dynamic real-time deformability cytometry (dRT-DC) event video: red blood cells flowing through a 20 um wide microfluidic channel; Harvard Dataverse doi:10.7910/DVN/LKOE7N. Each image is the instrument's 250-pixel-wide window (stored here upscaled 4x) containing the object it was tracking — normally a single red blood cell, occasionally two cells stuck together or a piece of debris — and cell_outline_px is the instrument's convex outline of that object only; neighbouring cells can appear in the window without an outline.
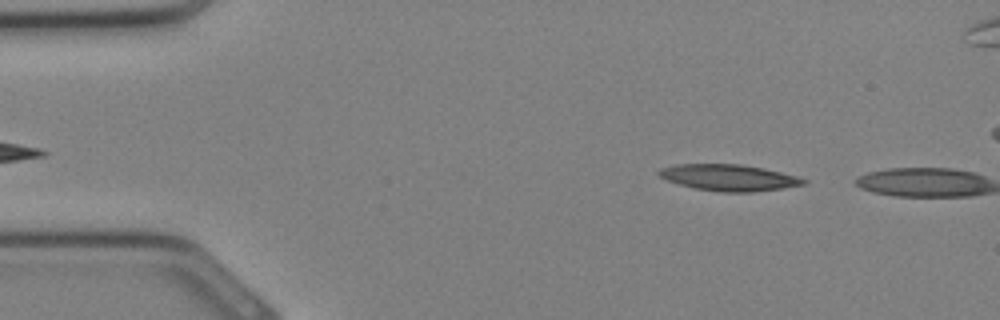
{"species": "Egyptian fruit bat (a non-hibernating species)", "species_latin": "Rousettus aegyptiacus", "temperature_condition": "cold", "stored_images_in_passage": 4, "camera_frame_rate_fps": 3000, "um_per_image_px": 0.085, "animal": {"sex": "female"}, "frame": {"image": 1, "passage_image": 3, "time_ms": 0.667, "image_size_px": [1000, 320], "cell_outline_px": [[808, 180], [804, 184], [784, 188], [752, 192], [720, 192], [696, 188], [680, 184], [668, 180], [660, 176], [656, 172], [660, 168], [672, 164], [744, 164], [764, 168], [796, 176]], "centroid_in_image_um": [61.95, 15.09], "position_along_channel_um": 23.1, "area_um2": 22.2}}